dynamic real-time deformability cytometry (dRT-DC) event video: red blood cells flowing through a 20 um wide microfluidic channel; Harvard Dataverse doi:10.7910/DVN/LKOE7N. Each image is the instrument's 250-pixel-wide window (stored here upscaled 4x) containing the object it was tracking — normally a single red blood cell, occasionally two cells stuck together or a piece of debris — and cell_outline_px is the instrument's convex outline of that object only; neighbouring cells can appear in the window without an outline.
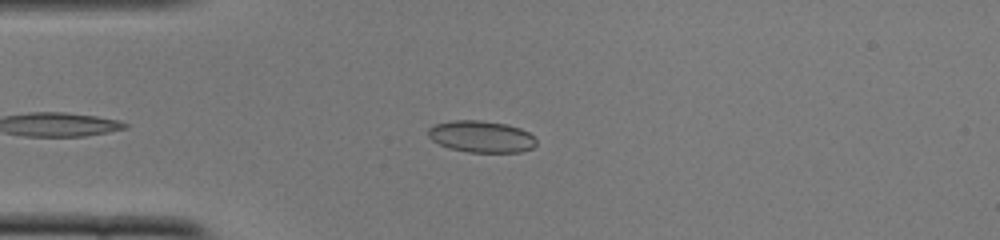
{"species": "common noctule bat (a hibernating species)", "species_latin": "Nyctalus noctula", "temperature_condition": "cold", "stored_images_in_passage": 42, "camera_frame_rate_fps": 3000, "um_per_image_px": 0.085, "animal": {"sex": "female", "body_mass_g": 22.0, "forearm_length_mm": 56.7}, "frame": {"image": 1, "passage_image": 7, "time_ms": 2.0, "image_size_px": [1000, 240], "cell_outline_px": [[536, 144], [532, 148], [520, 152], [468, 152], [448, 148], [432, 140], [428, 136], [428, 128], [436, 124], [452, 120], [480, 120], [508, 124], [520, 128], [528, 132], [536, 140]], "centroid_in_image_um": [40.9, 11.61], "position_along_channel_um": 44.1, "area_um2": 20.0}}
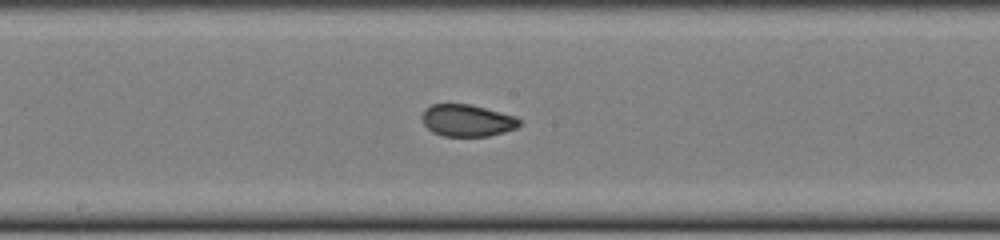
{"frame": {"image": 2, "passage_image": 21, "time_ms": 6.667, "image_size_px": [1000, 240], "cell_outline_px": [[520, 124], [516, 128], [504, 132], [488, 136], [444, 136], [432, 132], [424, 124], [420, 116], [424, 108], [432, 104], [468, 104], [516, 116], [520, 120]], "centroid_in_image_um": [39.67, 10.24], "position_along_channel_um": 208.5, "area_um2": 18.15}}
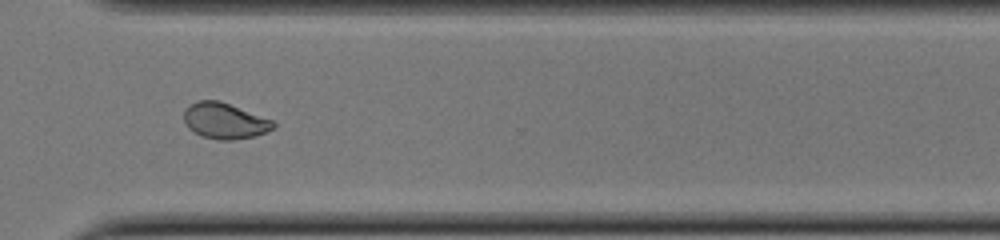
{"frame": {"image": 3, "passage_image": 32, "time_ms": 10.333, "image_size_px": [1000, 240], "cell_outline_px": [[276, 128], [252, 136], [236, 140], [220, 140], [200, 136], [188, 128], [184, 120], [184, 112], [192, 104], [200, 100], [220, 100], [272, 120], [276, 124]], "centroid_in_image_um": [19.1, 10.28], "position_along_channel_um": 351.5, "area_um2": 18.55}, "authors_computed_cell_mechanics": {"area_um2": 19.1896, "velocity_mm_per_s": 3.8847, "shape_relaxation_time_tau1_ms": null, "shape_relaxation_time_tau2_ms": 1.2575, "deformation_change_tau1": null, "deformation_change_tau2": 0.0438}}